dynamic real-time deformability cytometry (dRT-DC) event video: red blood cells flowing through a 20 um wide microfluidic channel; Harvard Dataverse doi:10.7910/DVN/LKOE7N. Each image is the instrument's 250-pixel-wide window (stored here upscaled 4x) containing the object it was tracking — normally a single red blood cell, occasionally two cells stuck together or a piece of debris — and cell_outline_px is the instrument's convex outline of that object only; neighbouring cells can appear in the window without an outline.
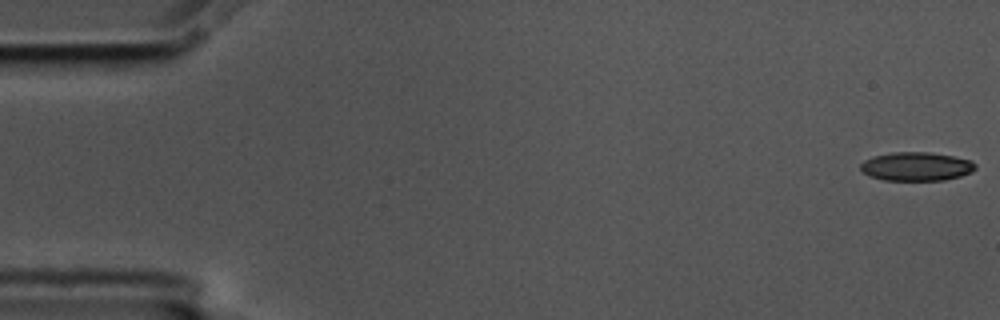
{"species": "common noctule bat (a hibernating species)", "species_latin": "Nyctalus noctula", "temperature_condition": "cold", "stored_images_in_passage": 56, "camera_frame_rate_fps": 3000, "um_per_image_px": 0.085, "animal": {"sex": "male", "body_mass_g": 17.5, "forearm_length_mm": 52.3}, "frame": {"image": 1, "passage_image": 1, "time_ms": 0.0, "image_size_px": [1000, 320], "cell_outline_px": [[976, 168], [972, 172], [960, 176], [944, 180], [884, 180], [868, 176], [860, 168], [860, 164], [864, 160], [872, 156], [892, 152], [928, 152], [952, 156], [972, 160], [976, 164]], "centroid_in_image_um": [77.88, 14.14], "position_along_channel_um": 7.1, "area_um2": 19.31}}
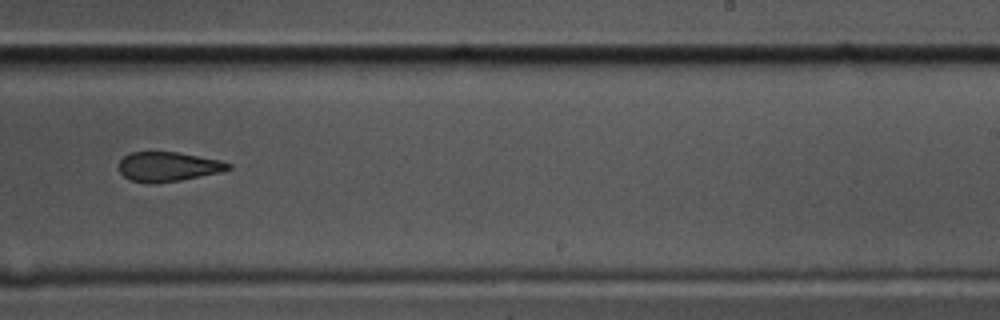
{"frame": {"image": 2, "passage_image": 35, "time_ms": 11.333, "image_size_px": [1000, 320], "cell_outline_px": [[232, 168], [220, 172], [180, 180], [156, 184], [148, 184], [132, 180], [124, 176], [120, 172], [120, 160], [124, 156], [132, 152], [176, 152], [220, 160], [232, 164]], "centroid_in_image_um": [14.29, 14.17], "position_along_channel_um": 274.7, "area_um2": 18.73}}
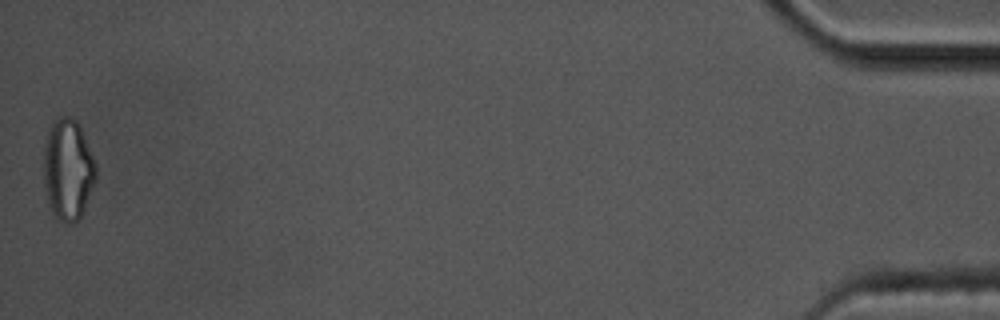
{"frame": {"image": 3, "passage_image": 56, "time_ms": 18.333, "image_size_px": [1000, 320], "cell_outline_px": [[96, 180], [84, 208], [80, 216], [72, 224], [68, 224], [60, 220], [52, 212], [48, 204], [44, 188], [44, 148], [48, 132], [52, 120], [60, 116], [68, 116], [76, 120], [80, 128], [96, 164]], "centroid_in_image_um": [5.76, 14.41], "position_along_channel_um": 429.4, "area_um2": 30.63}, "authors_computed_cell_mechanics": {"area_um2": 20.4612, "velocity_mm_per_s": 3.5838, "shape_relaxation_time_tau1_ms": null, "shape_relaxation_time_tau2_ms": 6.8999, "deformation_change_tau1": null, "deformation_change_tau2": 0.1665}}